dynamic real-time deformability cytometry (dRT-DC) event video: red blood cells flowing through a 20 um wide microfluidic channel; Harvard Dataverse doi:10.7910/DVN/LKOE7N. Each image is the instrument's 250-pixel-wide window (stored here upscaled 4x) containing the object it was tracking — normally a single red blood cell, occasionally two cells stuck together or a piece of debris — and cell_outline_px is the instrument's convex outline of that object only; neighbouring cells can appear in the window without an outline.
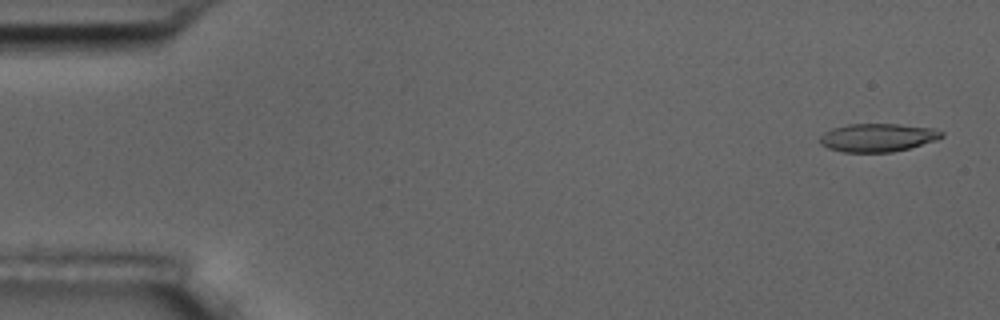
{"species": "common noctule bat (a hibernating species)", "species_latin": "Nyctalus noctula", "temperature_condition": "room temperature", "stored_images_in_passage": 5, "camera_frame_rate_fps": 3000, "um_per_image_px": 0.085, "animal": {"sex": "male", "body_mass_g": 17.5, "forearm_length_mm": 52.3}, "frame": {"image": 1, "passage_image": 1, "time_ms": 0.0, "image_size_px": [1000, 320], "cell_outline_px": [[944, 136], [936, 140], [908, 148], [892, 152], [844, 152], [828, 148], [820, 144], [820, 136], [824, 132], [832, 128], [848, 124], [896, 124], [932, 128], [944, 132]], "centroid_in_image_um": [74.58, 11.69], "position_along_channel_um": 10.4, "area_um2": 19.94}}
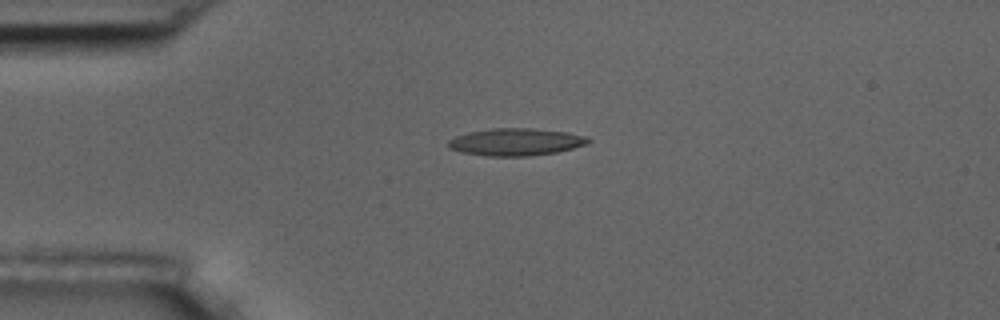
{"frame": {"image": 2, "passage_image": 4, "time_ms": 3.667, "image_size_px": [1000, 320], "cell_outline_px": [[592, 140], [584, 144], [572, 148], [556, 152], [528, 156], [488, 156], [460, 152], [448, 148], [448, 140], [456, 136], [468, 132], [492, 128], [532, 128], [568, 132], [588, 136]], "centroid_in_image_um": [43.83, 12.06], "position_along_channel_um": 41.2, "area_um2": 22.31}}